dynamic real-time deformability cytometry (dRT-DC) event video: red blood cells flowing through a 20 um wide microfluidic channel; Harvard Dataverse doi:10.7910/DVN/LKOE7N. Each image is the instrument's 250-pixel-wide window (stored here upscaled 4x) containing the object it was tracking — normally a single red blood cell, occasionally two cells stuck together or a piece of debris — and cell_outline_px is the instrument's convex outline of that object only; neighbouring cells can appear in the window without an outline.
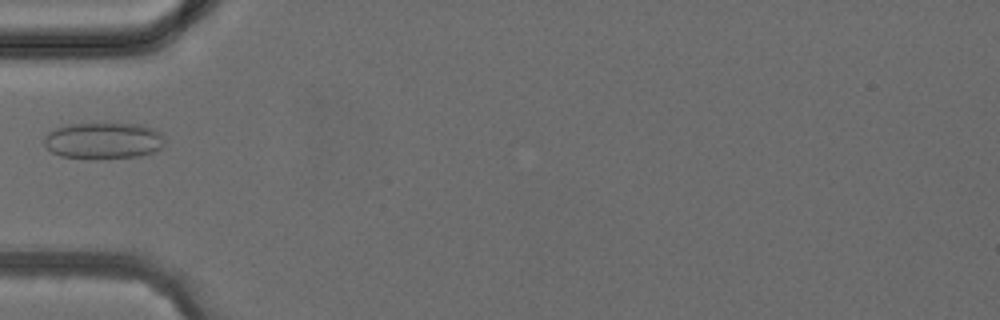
{"species": "common noctule bat (a hibernating species)", "species_latin": "Nyctalus noctula", "temperature_condition": "cold", "stored_images_in_passage": 2, "camera_frame_rate_fps": 3000, "um_per_image_px": 0.085, "animal": {"sex": "female", "body_mass_g": 24.6, "forearm_length_mm": 56.2}, "frame": {"image": 1, "passage_image": 2, "time_ms": 1.0, "image_size_px": [1000, 320], "cell_outline_px": [[164, 140], [160, 148], [152, 152], [140, 156], [60, 156], [52, 152], [44, 144], [44, 136], [48, 132], [64, 124], [140, 124], [156, 128], [160, 132]], "centroid_in_image_um": [8.79, 11.9], "position_along_channel_um": 76.2, "area_um2": 24.8}}